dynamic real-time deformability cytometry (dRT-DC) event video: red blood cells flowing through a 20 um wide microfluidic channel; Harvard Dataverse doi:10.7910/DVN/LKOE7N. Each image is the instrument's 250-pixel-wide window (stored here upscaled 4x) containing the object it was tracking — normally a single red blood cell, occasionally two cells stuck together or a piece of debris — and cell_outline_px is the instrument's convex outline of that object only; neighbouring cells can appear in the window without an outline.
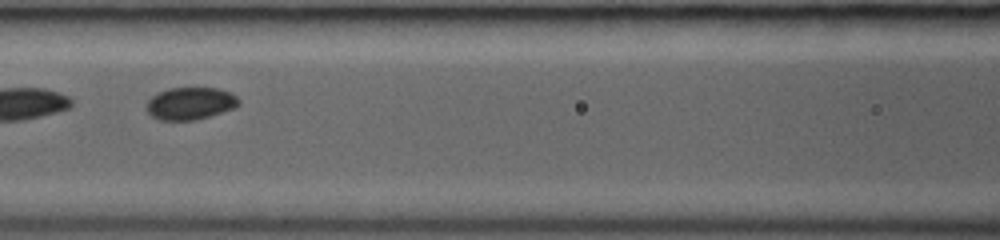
{"species": "common noctule bat (a hibernating species)", "species_latin": "Nyctalus noctula", "temperature_condition": "room temperature", "stored_images_in_passage": 32, "segment_of_instrument_passage": [2, 2], "camera_frame_rate_fps": 3000, "um_per_image_px": 0.085, "animal": {"sex": "female", "body_mass_g": 19.0, "forearm_length_mm": 53.3}, "frame": {"image": 1, "passage_image": 16, "time_ms": 5.0, "image_size_px": [1000, 240], "cell_outline_px": [[240, 104], [236, 108], [196, 120], [160, 120], [152, 116], [144, 108], [144, 104], [152, 96], [168, 88], [216, 88], [228, 92], [236, 96], [240, 100]], "centroid_in_image_um": [16.16, 8.8], "position_along_channel_um": 150.4, "area_um2": 17.51}}
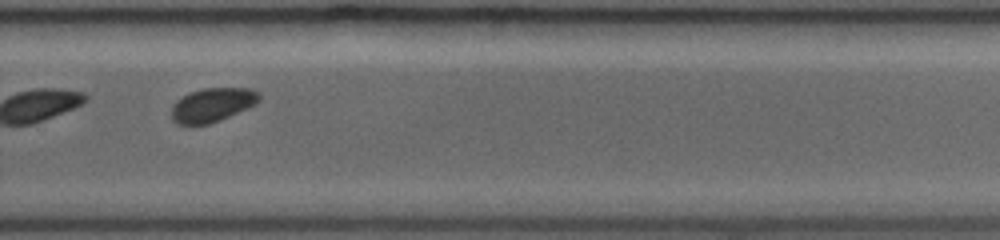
{"frame": {"image": 2, "passage_image": 27, "time_ms": 8.667, "image_size_px": [1000, 240], "cell_outline_px": [[260, 100], [256, 104], [220, 120], [208, 124], [176, 124], [172, 120], [172, 108], [176, 100], [188, 92], [204, 88], [252, 88], [260, 92]], "centroid_in_image_um": [18.06, 8.9], "position_along_channel_um": 311.7, "area_um2": 17.4}}